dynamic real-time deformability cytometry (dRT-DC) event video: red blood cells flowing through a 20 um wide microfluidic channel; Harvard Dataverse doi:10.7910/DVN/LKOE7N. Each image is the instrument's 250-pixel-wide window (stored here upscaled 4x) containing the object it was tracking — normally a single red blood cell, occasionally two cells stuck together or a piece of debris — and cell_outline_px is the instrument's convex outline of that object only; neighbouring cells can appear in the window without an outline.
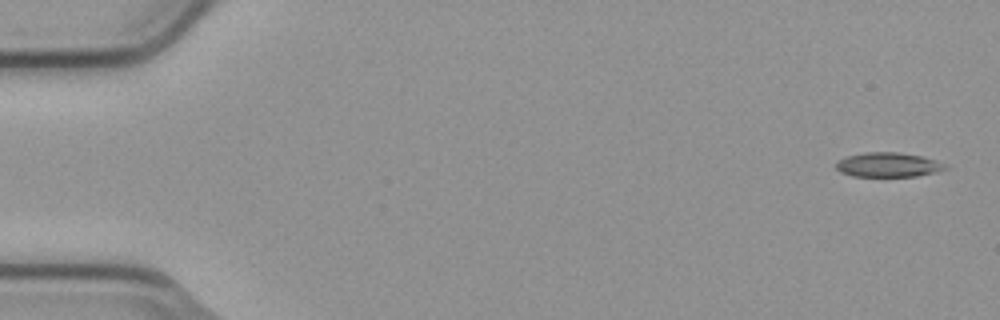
{"species": "common noctule bat (a hibernating species)", "species_latin": "Nyctalus noctula", "temperature_condition": "cold", "stored_images_in_passage": 5, "camera_frame_rate_fps": 3000, "um_per_image_px": 0.085, "animal": {"sex": "male", "body_mass_g": 23.1, "forearm_length_mm": 52.7}, "frame": {"image": 1, "passage_image": 5, "time_ms": 1.333, "image_size_px": [1000, 320], "cell_outline_px": [[948, 168], [936, 172], [916, 176], [852, 176], [840, 172], [836, 168], [836, 164], [840, 160], [848, 156], [864, 152], [900, 152], [920, 156], [936, 160], [948, 164]], "centroid_in_image_um": [75.53, 14.0], "position_along_channel_um": 9.5, "area_um2": 15.55}}